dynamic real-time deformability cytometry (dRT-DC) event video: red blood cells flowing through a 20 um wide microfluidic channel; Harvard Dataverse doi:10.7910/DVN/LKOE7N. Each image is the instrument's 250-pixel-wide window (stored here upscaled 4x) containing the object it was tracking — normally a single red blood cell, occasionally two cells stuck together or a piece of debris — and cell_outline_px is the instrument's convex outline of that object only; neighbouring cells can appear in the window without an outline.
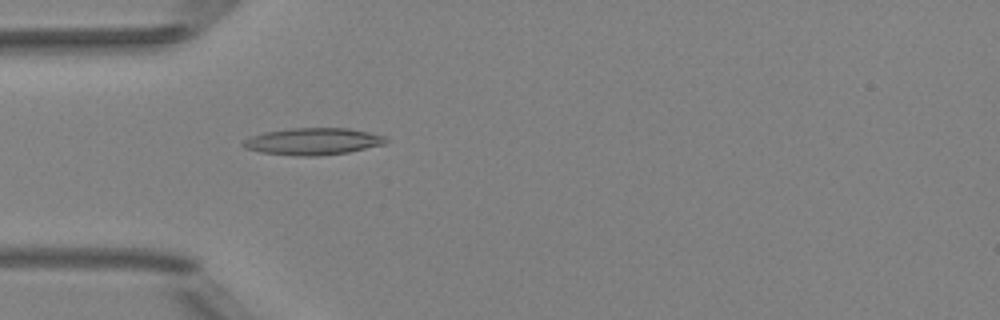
{"species": "Egyptian fruit bat (a non-hibernating species)", "species_latin": "Rousettus aegyptiacus", "temperature_condition": "room temperature", "stored_images_in_passage": 39, "camera_frame_rate_fps": 3000, "um_per_image_px": 0.085, "animal": {"sex": "female"}, "frame": {"image": 1, "passage_image": 3, "time_ms": 0.667, "image_size_px": [1000, 320], "cell_outline_px": [[388, 140], [384, 144], [348, 152], [320, 156], [300, 156], [260, 152], [244, 148], [240, 144], [244, 140], [252, 136], [264, 132], [288, 128], [348, 128], [368, 132], [384, 136]], "centroid_in_image_um": [26.57, 12.02], "position_along_channel_um": 58.4, "area_um2": 22.37}}
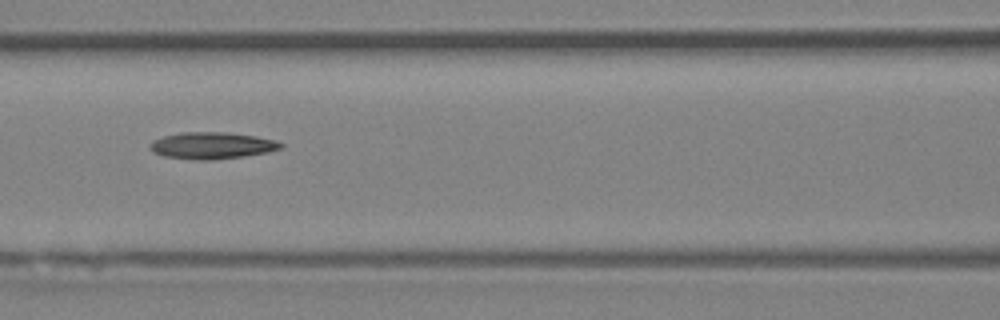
{"frame": {"image": 2, "passage_image": 10, "time_ms": 3.0, "image_size_px": [1000, 320], "cell_outline_px": [[284, 148], [268, 152], [244, 156], [212, 160], [192, 160], [164, 156], [152, 152], [148, 148], [148, 144], [152, 140], [164, 136], [180, 132], [228, 132], [256, 136], [276, 140], [284, 144]], "centroid_in_image_um": [18.0, 12.37], "position_along_channel_um": 148.6, "area_um2": 20.75}}
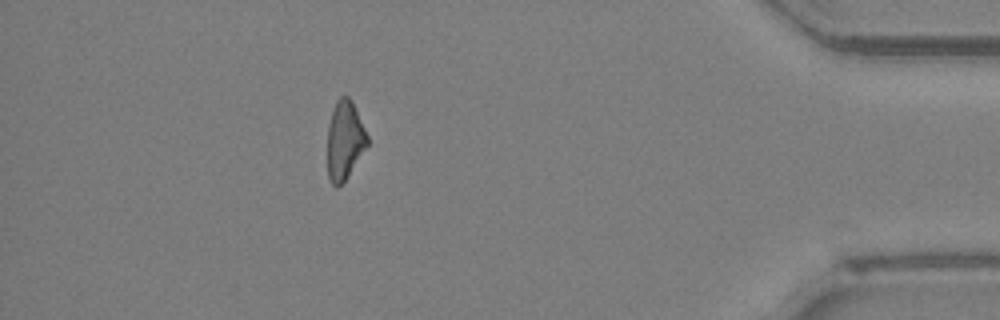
{"frame": {"image": 3, "passage_image": 33, "time_ms": 10.667, "image_size_px": [1000, 320], "cell_outline_px": [[368, 144], [344, 180], [336, 188], [328, 180], [328, 124], [332, 108], [336, 100], [340, 96], [348, 96], [352, 100], [368, 136]], "centroid_in_image_um": [29.28, 11.88], "position_along_channel_um": 405.9, "area_um2": 18.15}, "authors_computed_cell_mechanics": {"area_um2": 19.652, "velocity_mm_per_s": 4.0214, "shape_relaxation_time_tau1_ms": 3.7608, "shape_relaxation_time_tau2_ms": null, "deformation_change_tau1": 0.1066, "deformation_change_tau2": null}}